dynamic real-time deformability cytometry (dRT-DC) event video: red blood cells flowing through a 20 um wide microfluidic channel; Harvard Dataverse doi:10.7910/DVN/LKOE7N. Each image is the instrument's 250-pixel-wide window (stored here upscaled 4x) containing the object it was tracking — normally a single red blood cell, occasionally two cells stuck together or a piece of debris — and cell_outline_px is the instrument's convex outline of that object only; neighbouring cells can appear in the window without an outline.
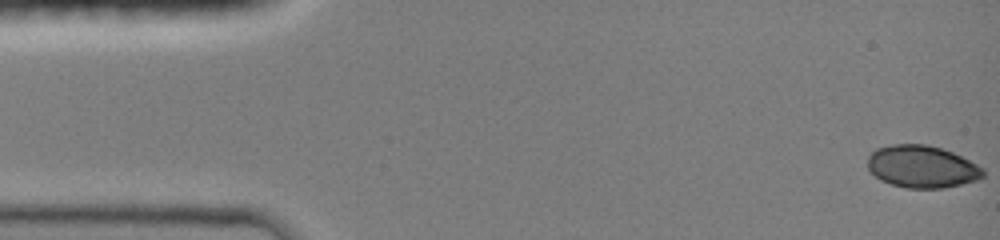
{"species": "common noctule bat (a hibernating species)", "species_latin": "Nyctalus noctula", "temperature_condition": "room temperature", "stored_images_in_passage": 10, "camera_frame_rate_fps": 3000, "um_per_image_px": 0.085, "animal": {"sex": "female", "body_mass_g": 19.0, "forearm_length_mm": 51.5}, "frame": {"image": 1, "passage_image": 1, "time_ms": 0.0, "image_size_px": [1000, 240], "cell_outline_px": [[984, 176], [976, 180], [960, 184], [940, 188], [908, 188], [892, 184], [880, 180], [868, 168], [868, 156], [876, 148], [892, 144], [924, 144], [940, 148], [952, 152], [976, 164], [984, 172]], "centroid_in_image_um": [78.33, 14.16], "position_along_channel_um": 6.7, "area_um2": 28.09}}